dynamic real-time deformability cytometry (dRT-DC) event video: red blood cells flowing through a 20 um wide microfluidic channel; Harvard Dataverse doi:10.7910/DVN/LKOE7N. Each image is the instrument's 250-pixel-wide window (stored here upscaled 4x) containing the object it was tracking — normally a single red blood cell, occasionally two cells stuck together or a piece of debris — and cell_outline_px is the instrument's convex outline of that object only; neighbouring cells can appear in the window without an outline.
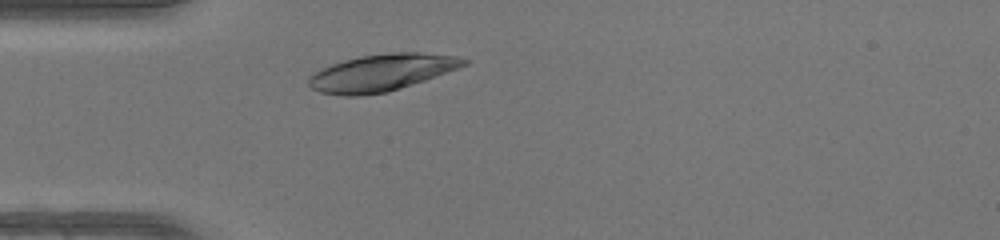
{"species": "human", "species_latin": "Homo sapiens", "temperature_condition": "warm", "stored_images_in_passage": 27, "camera_frame_rate_fps": 3000, "um_per_image_px": 0.085, "donor": {"sex": "female"}, "frame": {"image": 1, "passage_image": 2, "time_ms": 0.333, "image_size_px": [1000, 240], "cell_outline_px": [[472, 60], [468, 64], [460, 68], [388, 92], [360, 96], [344, 96], [320, 92], [312, 88], [308, 84], [308, 76], [312, 72], [320, 68], [344, 60], [360, 56], [392, 52], [420, 52], [456, 56]], "centroid_in_image_um": [32.43, 6.17], "position_along_channel_um": 52.6, "area_um2": 33.58}}
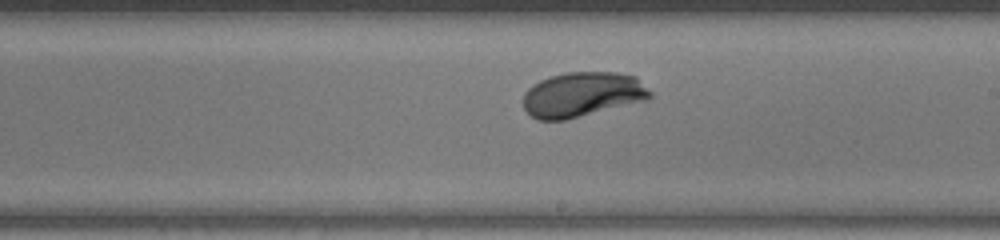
{"frame": {"image": 2, "passage_image": 16, "time_ms": 5.0, "image_size_px": [1000, 240], "cell_outline_px": [[652, 96], [648, 100], [564, 120], [536, 120], [524, 108], [524, 92], [532, 84], [540, 80], [552, 76], [568, 72], [616, 72], [636, 76], [652, 92]], "centroid_in_image_um": [49.52, 8.03], "position_along_channel_um": 239.5, "area_um2": 33.23}}
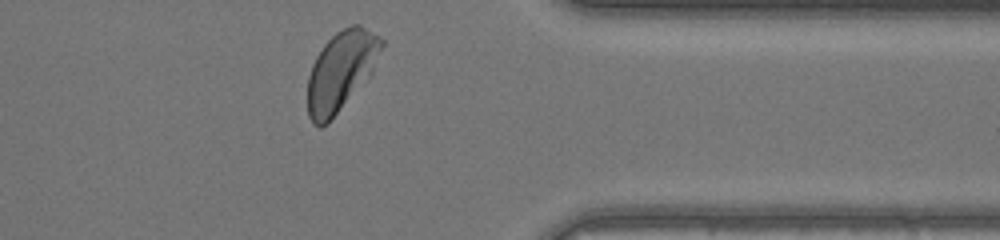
{"frame": {"image": 3, "passage_image": 27, "time_ms": 8.667, "image_size_px": [1000, 240], "cell_outline_px": [[384, 44], [372, 72], [328, 124], [320, 128], [312, 124], [308, 116], [308, 76], [312, 64], [316, 56], [324, 44], [336, 32], [352, 24], [360, 24], [384, 40]], "centroid_in_image_um": [28.96, 6.04], "position_along_channel_um": 382.4, "area_um2": 34.1}, "authors_computed_cell_mechanics": {"area_um2": 33.0038, "velocity_mm_per_s": 4.2195, "shape_relaxation_time_tau1_ms": 2.4147, "shape_relaxation_time_tau2_ms": null, "deformation_change_tau1": 0.1731, "deformation_change_tau2": null}}